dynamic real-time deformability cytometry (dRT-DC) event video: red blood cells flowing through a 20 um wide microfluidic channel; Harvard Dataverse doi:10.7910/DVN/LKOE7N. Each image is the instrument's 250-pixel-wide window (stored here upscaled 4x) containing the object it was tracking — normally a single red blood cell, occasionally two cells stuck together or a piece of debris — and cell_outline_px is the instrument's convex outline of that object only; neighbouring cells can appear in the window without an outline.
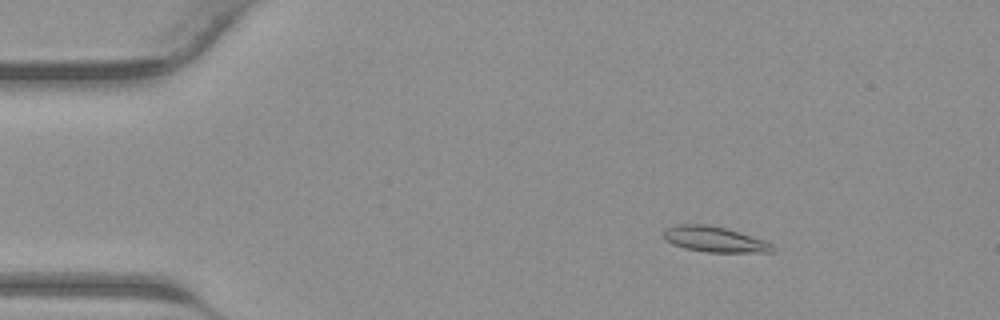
{"species": "common noctule bat (a hibernating species)", "species_latin": "Nyctalus noctula", "temperature_condition": "warm", "stored_images_in_passage": 42, "camera_frame_rate_fps": 3000, "um_per_image_px": 0.085, "animal": {"sex": "male", "body_mass_g": 23.1, "forearm_length_mm": 52.7}, "frame": {"image": 1, "passage_image": 7, "time_ms": 2.0, "image_size_px": [1000, 320], "cell_outline_px": [[776, 252], [708, 252], [688, 248], [672, 244], [664, 240], [660, 232], [664, 228], [676, 224], [708, 224], [724, 228], [764, 240], [772, 244], [776, 248]], "centroid_in_image_um": [60.68, 20.33], "position_along_channel_um": 24.3, "area_um2": 16.3}}
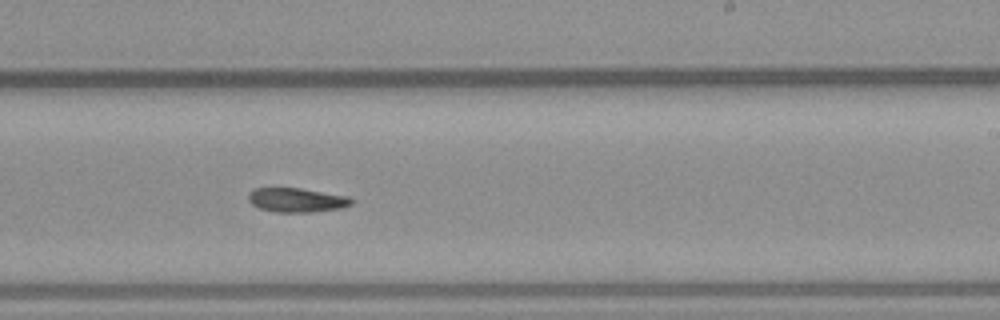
{"frame": {"image": 2, "passage_image": 26, "time_ms": 8.333, "image_size_px": [1000, 320], "cell_outline_px": [[356, 200], [352, 204], [340, 208], [312, 212], [276, 212], [260, 208], [252, 204], [248, 200], [248, 192], [252, 188], [300, 188], [348, 196]], "centroid_in_image_um": [25.22, 16.99], "position_along_channel_um": 263.8, "area_um2": 14.62}}
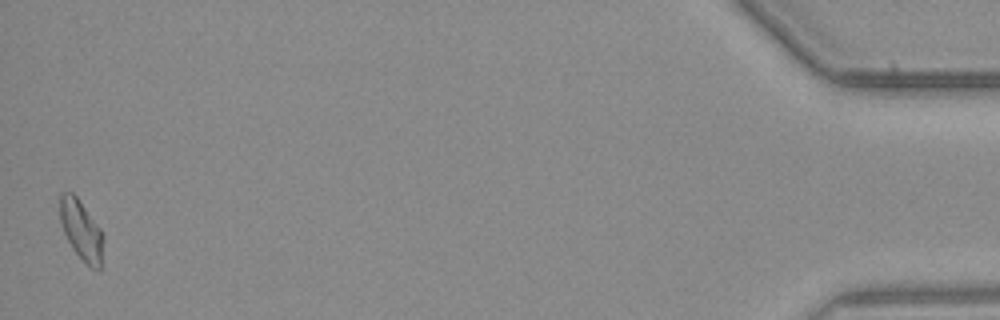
{"frame": {"image": 3, "passage_image": 42, "time_ms": 13.667, "image_size_px": [1000, 320], "cell_outline_px": [[104, 240], [100, 268], [92, 268], [72, 248], [64, 232], [60, 220], [60, 192], [72, 192], [76, 196], [100, 228], [104, 236]], "centroid_in_image_um": [6.91, 19.53], "position_along_channel_um": 428.3, "area_um2": 14.8}}